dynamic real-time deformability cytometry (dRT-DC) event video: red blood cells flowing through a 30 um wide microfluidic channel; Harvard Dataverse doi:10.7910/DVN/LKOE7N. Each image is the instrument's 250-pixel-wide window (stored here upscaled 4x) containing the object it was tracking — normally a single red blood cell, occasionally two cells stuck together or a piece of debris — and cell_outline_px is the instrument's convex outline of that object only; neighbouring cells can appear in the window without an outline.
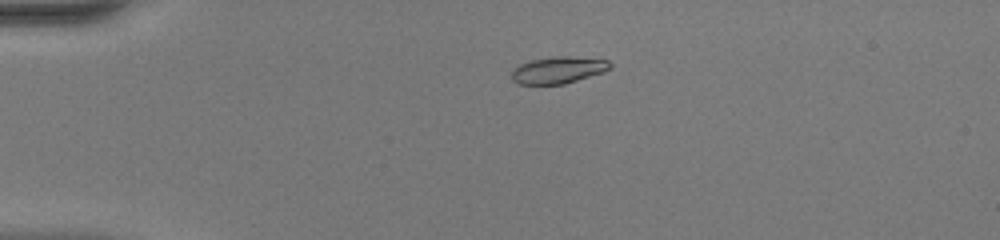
{"species": "common noctule bat (a hibernating species)", "species_latin": "Nyctalus noctula", "temperature_condition": "warm", "stored_images_in_passage": 19, "camera_frame_rate_fps": 3000, "um_per_image_px": 0.085, "animal": {"sex": "female", "body_mass_g": 20.0, "forearm_length_mm": 54.0}, "frame": {"image": 1, "passage_image": 1, "time_ms": 0.0, "image_size_px": [1000, 240], "cell_outline_px": [[612, 68], [604, 72], [564, 84], [516, 84], [512, 80], [512, 68], [520, 64], [532, 60], [552, 56], [568, 56], [608, 60], [612, 64]], "centroid_in_image_um": [47.45, 5.95], "position_along_channel_um": 37.6, "area_um2": 15.49}}
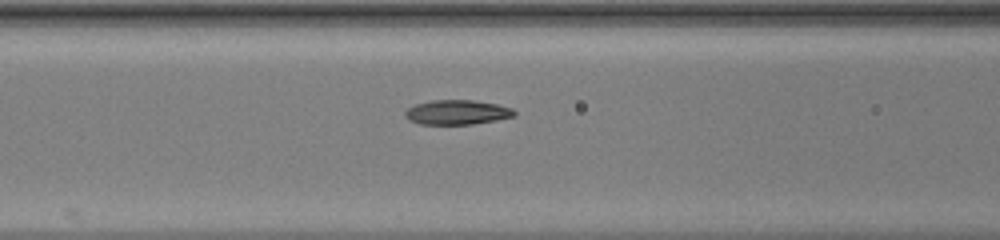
{"frame": {"image": 2, "passage_image": 11, "time_ms": 3.333, "image_size_px": [1000, 240], "cell_outline_px": [[516, 116], [496, 120], [472, 124], [420, 124], [408, 120], [404, 116], [404, 112], [408, 108], [416, 104], [432, 100], [472, 100], [496, 104], [512, 108], [516, 112]], "centroid_in_image_um": [38.84, 9.55], "position_along_channel_um": 127.8, "area_um2": 15.66}}
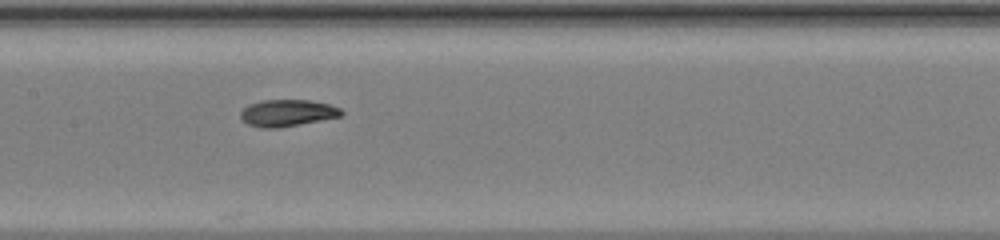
{"frame": {"image": 3, "passage_image": 15, "time_ms": 4.667, "image_size_px": [1000, 240], "cell_outline_px": [[344, 112], [340, 116], [300, 124], [276, 128], [264, 128], [248, 124], [240, 120], [240, 112], [248, 104], [260, 100], [308, 100], [328, 104], [340, 108]], "centroid_in_image_um": [24.37, 9.59], "position_along_channel_um": 183.0, "area_um2": 15.66}}